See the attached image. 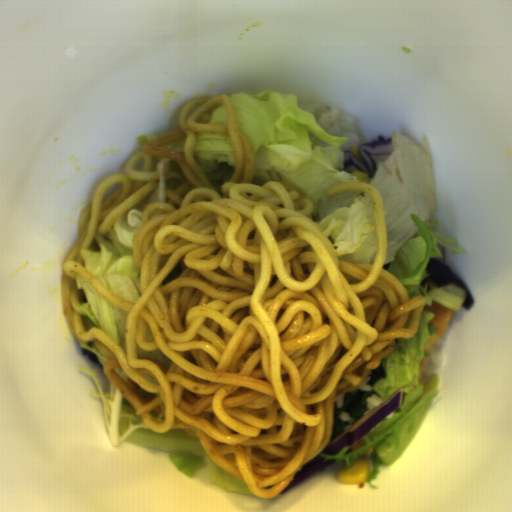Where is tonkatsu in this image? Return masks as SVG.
Segmentation results:
<instances>
[{
    "mask_svg": "<svg viewBox=\"0 0 512 512\" xmlns=\"http://www.w3.org/2000/svg\"><path fill=\"white\" fill-rule=\"evenodd\" d=\"M423 312H431L433 317L431 319V323L434 327V333L428 338L424 345V355L419 362L418 373L421 375L423 370L425 369L431 352L438 341L443 336L444 332L451 324L454 319L455 313L448 307L443 306L439 303L432 302L431 305H425Z\"/></svg>",
    "mask_w": 512,
    "mask_h": 512,
    "instance_id": "1",
    "label": "tonkatsu"
}]
</instances>
